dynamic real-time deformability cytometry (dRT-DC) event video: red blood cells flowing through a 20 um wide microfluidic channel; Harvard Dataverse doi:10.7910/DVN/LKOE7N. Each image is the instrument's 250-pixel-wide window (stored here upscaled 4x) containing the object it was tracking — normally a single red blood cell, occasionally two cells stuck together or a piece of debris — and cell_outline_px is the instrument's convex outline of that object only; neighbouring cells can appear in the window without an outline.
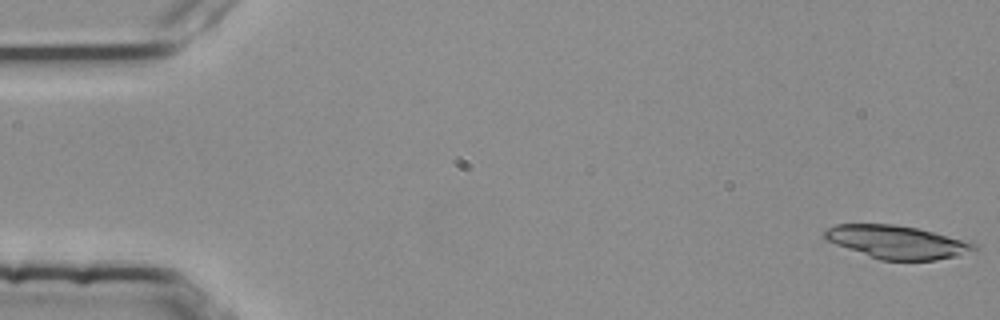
{"species": "common noctule bat (a hibernating species)", "species_latin": "Nyctalus noctula", "temperature_condition": "room temperature", "stored_images_in_passage": 5, "camera_frame_rate_fps": 3000, "um_per_image_px": 0.085, "animal": {"sex": "female", "body_mass_g": 25.1}, "frame": {"image": 1, "passage_image": 1, "time_ms": 0.0, "image_size_px": [1000, 320], "cell_outline_px": [[976, 252], [936, 260], [880, 260], [824, 240], [820, 236], [820, 232], [836, 224], [892, 224], [916, 228], [932, 232], [976, 244]], "centroid_in_image_um": [76.17, 20.58], "position_along_channel_um": 8.8, "area_um2": 28.78}}